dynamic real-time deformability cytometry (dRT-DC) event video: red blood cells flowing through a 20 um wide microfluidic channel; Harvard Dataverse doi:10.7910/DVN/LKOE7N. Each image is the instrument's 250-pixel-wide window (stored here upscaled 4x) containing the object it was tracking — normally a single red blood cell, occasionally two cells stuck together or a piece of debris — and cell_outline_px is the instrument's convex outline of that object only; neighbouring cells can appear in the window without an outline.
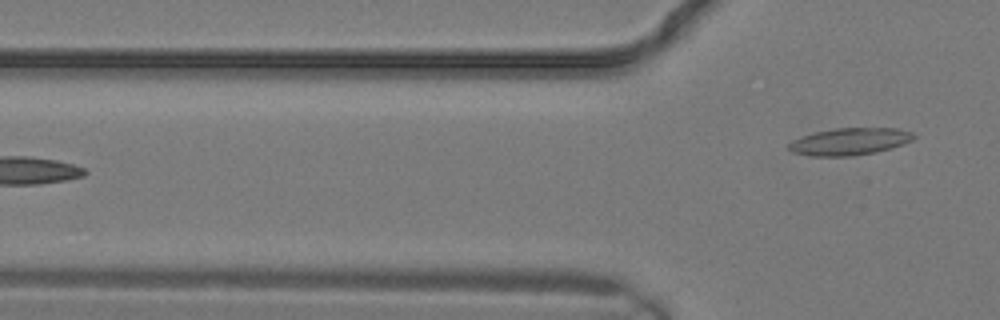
{"species": "common noctule bat (a hibernating species)", "species_latin": "Nyctalus noctula", "temperature_condition": "warm", "stored_images_in_passage": 11, "segment_of_instrument_passage": [2, 2], "camera_frame_rate_fps": 3000, "um_per_image_px": 0.085, "animal": {"sex": "male", "body_mass_g": 19.2, "forearm_length_mm": 51.8}, "frame": {"image": 1, "passage_image": 11, "time_ms": 3.333, "image_size_px": [1000, 320], "cell_outline_px": [[916, 136], [912, 140], [892, 148], [876, 152], [852, 156], [812, 156], [792, 152], [784, 148], [792, 140], [816, 132], [836, 128], [896, 128], [912, 132]], "centroid_in_image_um": [72.2, 12.03], "position_along_channel_um": 53.6, "area_um2": 19.77}}